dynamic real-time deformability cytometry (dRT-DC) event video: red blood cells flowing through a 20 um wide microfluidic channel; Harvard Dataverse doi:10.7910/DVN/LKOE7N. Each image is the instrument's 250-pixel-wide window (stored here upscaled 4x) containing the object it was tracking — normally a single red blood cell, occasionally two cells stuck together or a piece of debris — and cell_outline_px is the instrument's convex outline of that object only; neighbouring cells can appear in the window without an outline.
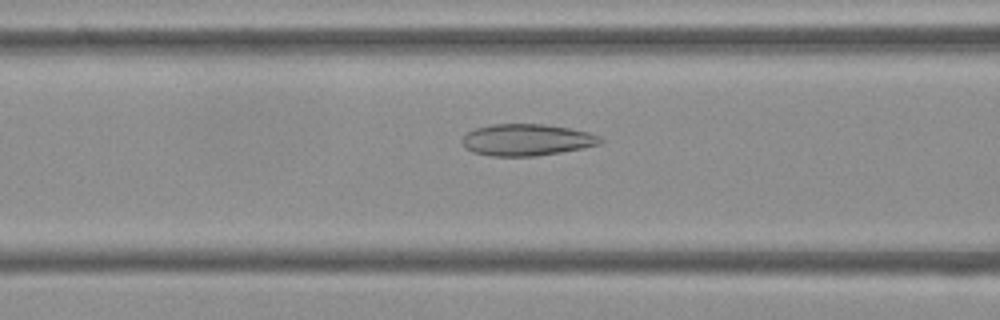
{"species": "Egyptian fruit bat (a non-hibernating species)", "species_latin": "Rousettus aegyptiacus", "temperature_condition": "cold", "stored_images_in_passage": 35, "camera_frame_rate_fps": 3000, "um_per_image_px": 0.085, "frame": {"image": 1, "passage_image": 9, "time_ms": 2.667, "image_size_px": [1000, 320], "cell_outline_px": [[604, 140], [600, 144], [584, 148], [536, 156], [492, 156], [472, 152], [464, 148], [460, 140], [468, 132], [476, 128], [492, 124], [544, 124], [568, 128], [588, 132], [600, 136]], "centroid_in_image_um": [44.76, 11.89], "position_along_channel_um": 121.8, "area_um2": 25.61}}
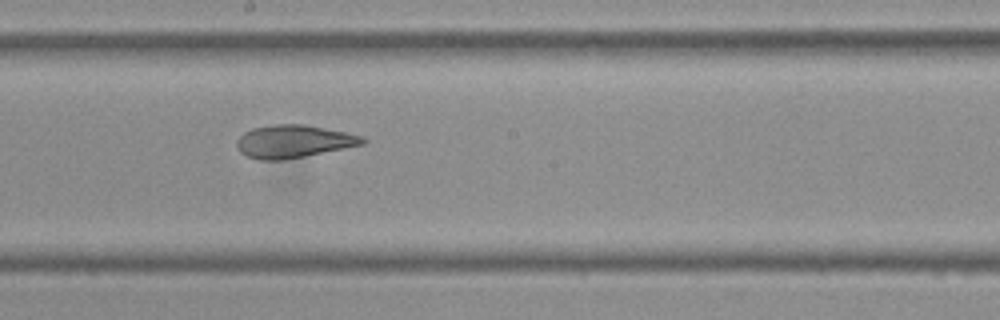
{"frame": {"image": 2, "passage_image": 17, "time_ms": 5.333, "image_size_px": [1000, 320], "cell_outline_px": [[368, 140], [364, 144], [284, 160], [260, 160], [248, 156], [240, 152], [236, 148], [236, 140], [244, 132], [252, 128], [272, 124], [304, 124], [364, 136]], "centroid_in_image_um": [24.93, 12.01], "position_along_channel_um": 223.3, "area_um2": 24.04}}
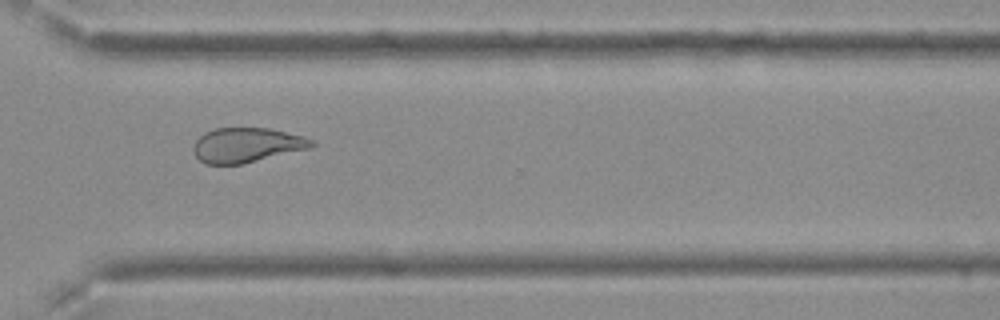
{"frame": {"image": 3, "passage_image": 27, "time_ms": 8.667, "image_size_px": [1000, 320], "cell_outline_px": [[316, 144], [312, 148], [244, 164], [204, 164], [196, 156], [192, 148], [196, 140], [204, 132], [216, 128], [268, 128], [304, 136], [316, 140]], "centroid_in_image_um": [21.02, 12.34], "position_along_channel_um": 349.6, "area_um2": 24.22}, "authors_computed_cell_mechanics": {"area_um2": 24.6806, "velocity_mm_per_s": 3.7932, "shape_relaxation_time_tau1_ms": null, "shape_relaxation_time_tau2_ms": 1.5107, "deformation_change_tau1": null, "deformation_change_tau2": 0.0717}}